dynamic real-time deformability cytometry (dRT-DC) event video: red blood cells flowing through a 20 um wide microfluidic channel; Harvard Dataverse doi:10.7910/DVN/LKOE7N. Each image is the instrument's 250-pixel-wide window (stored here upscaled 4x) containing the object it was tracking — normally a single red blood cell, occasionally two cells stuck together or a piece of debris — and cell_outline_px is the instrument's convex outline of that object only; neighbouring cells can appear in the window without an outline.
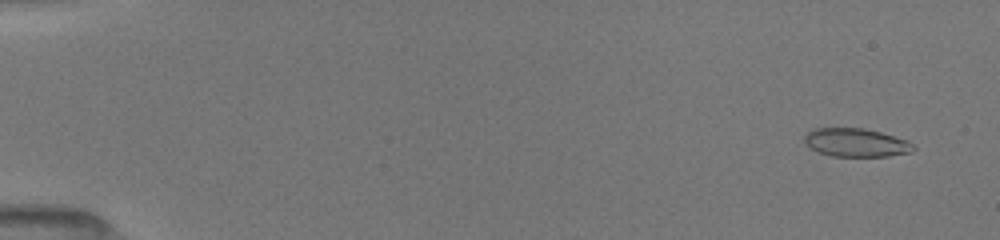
{"species": "common noctule bat (a hibernating species)", "species_latin": "Nyctalus noctula", "temperature_condition": "room temperature", "stored_images_in_passage": 31, "camera_frame_rate_fps": 3000, "um_per_image_px": 0.085, "animal": {"sex": "female", "body_mass_g": 19.5, "forearm_length_mm": 54.1}, "frame": {"image": 1, "passage_image": 4, "time_ms": 0.667, "image_size_px": [1000, 240], "cell_outline_px": [[916, 148], [912, 152], [888, 156], [832, 156], [820, 152], [804, 144], [804, 136], [808, 132], [816, 128], [864, 128], [880, 132], [908, 140]], "centroid_in_image_um": [72.78, 12.12], "position_along_channel_um": 12.2, "area_um2": 17.98}}
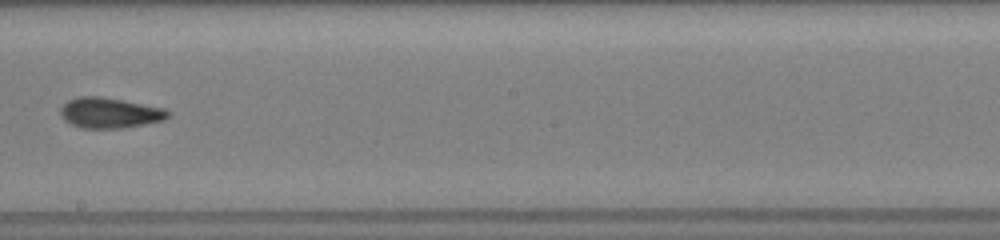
{"frame": {"image": 2, "passage_image": 20, "time_ms": 10.0, "image_size_px": [1000, 240], "cell_outline_px": [[172, 116], [164, 120], [124, 128], [84, 128], [72, 124], [64, 120], [60, 112], [60, 108], [68, 100], [80, 96], [100, 96], [164, 108], [172, 112]], "centroid_in_image_um": [9.36, 9.59], "position_along_channel_um": 238.8, "area_um2": 19.07}}
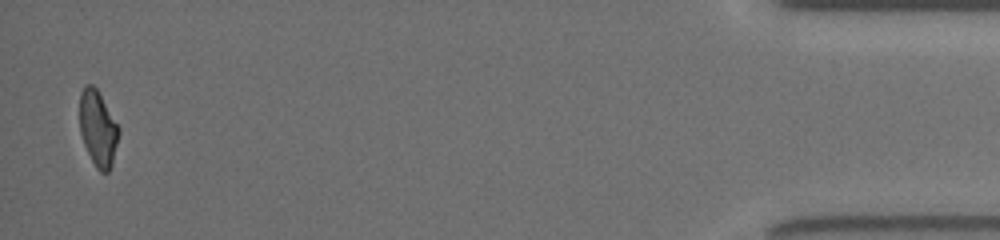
{"frame": {"image": 3, "passage_image": 31, "time_ms": 16.667, "image_size_px": [1000, 240], "cell_outline_px": [[120, 132], [112, 164], [108, 172], [100, 172], [96, 168], [84, 144], [80, 132], [80, 92], [84, 84], [92, 84], [96, 88], [120, 128]], "centroid_in_image_um": [8.32, 10.91], "position_along_channel_um": 426.9, "area_um2": 17.17}, "authors_computed_cell_mechanics": {"area_um2": 18.785, "velocity_mm_per_s": 4.0101, "shape_relaxation_time_tau1_ms": 4.3171, "shape_relaxation_time_tau2_ms": 3.0768, "deformation_change_tau1": 0.1562, "deformation_change_tau2": 0.1066}}